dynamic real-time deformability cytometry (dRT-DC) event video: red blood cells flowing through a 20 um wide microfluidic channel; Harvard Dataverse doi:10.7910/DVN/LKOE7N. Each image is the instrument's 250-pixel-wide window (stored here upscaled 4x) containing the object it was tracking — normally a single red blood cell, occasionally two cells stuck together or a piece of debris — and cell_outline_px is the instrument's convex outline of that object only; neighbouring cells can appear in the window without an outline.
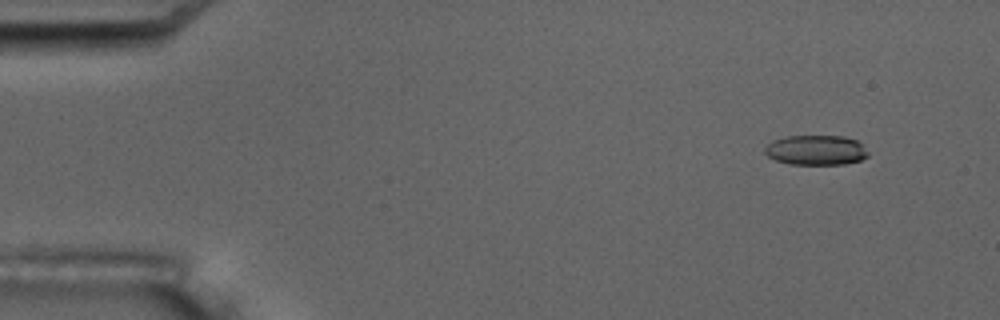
{"species": "common noctule bat (a hibernating species)", "species_latin": "Nyctalus noctula", "temperature_condition": "room temperature", "stored_images_in_passage": 7, "camera_frame_rate_fps": 3000, "um_per_image_px": 0.085, "animal": {"sex": "male", "body_mass_g": 17.5, "forearm_length_mm": 52.3}, "frame": {"image": 1, "passage_image": 2, "time_ms": 1.333, "image_size_px": [1000, 320], "cell_outline_px": [[868, 156], [860, 160], [844, 164], [788, 164], [776, 160], [768, 156], [764, 152], [764, 148], [772, 140], [784, 136], [844, 136], [856, 140], [864, 144], [868, 152]], "centroid_in_image_um": [69.36, 12.75], "position_along_channel_um": 15.6, "area_um2": 18.15}}